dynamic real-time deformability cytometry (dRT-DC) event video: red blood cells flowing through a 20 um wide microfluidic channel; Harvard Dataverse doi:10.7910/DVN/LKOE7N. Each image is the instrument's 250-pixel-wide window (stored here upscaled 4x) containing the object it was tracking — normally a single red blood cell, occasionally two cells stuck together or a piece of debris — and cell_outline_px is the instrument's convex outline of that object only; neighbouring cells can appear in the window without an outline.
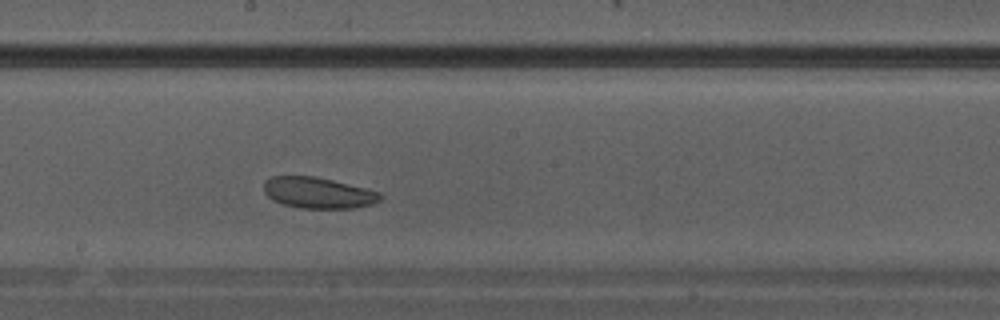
{"species": "Egyptian fruit bat (a non-hibernating species)", "species_latin": "Rousettus aegyptiacus", "temperature_condition": "warm", "stored_images_in_passage": 10, "camera_frame_rate_fps": 3000, "um_per_image_px": 0.085, "animal": {"sex": "male"}, "frame": {"image": 1, "passage_image": 10, "time_ms": 3.0, "image_size_px": [1000, 320], "cell_outline_px": [[384, 196], [380, 200], [372, 204], [356, 208], [300, 208], [284, 204], [272, 200], [264, 192], [264, 180], [272, 176], [316, 176], [380, 192]], "centroid_in_image_um": [27.04, 16.39], "position_along_channel_um": 221.2, "area_um2": 21.1}}